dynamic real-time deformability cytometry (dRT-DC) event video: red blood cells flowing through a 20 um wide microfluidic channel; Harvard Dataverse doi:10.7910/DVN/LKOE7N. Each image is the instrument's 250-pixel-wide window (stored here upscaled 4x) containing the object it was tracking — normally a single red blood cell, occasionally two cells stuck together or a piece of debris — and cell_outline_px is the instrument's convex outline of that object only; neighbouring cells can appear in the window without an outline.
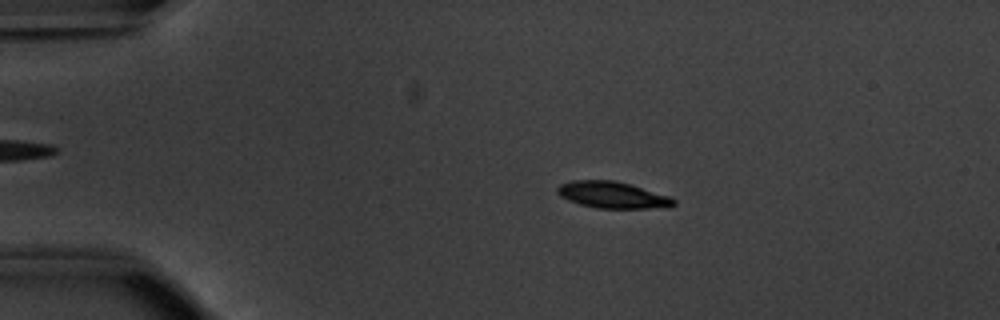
{"species": "common noctule bat (a hibernating species)", "species_latin": "Nyctalus noctula", "temperature_condition": "warm", "stored_images_in_passage": 54, "camera_frame_rate_fps": 3000, "um_per_image_px": 0.085, "animal": {"sex": "male", "body_mass_g": 20.1, "forearm_length_mm": 53.5}, "frame": {"image": 1, "passage_image": 11, "time_ms": 3.333, "image_size_px": [1000, 320], "cell_outline_px": [[676, 204], [668, 208], [596, 208], [580, 204], [568, 200], [560, 196], [556, 192], [556, 188], [560, 184], [572, 180], [612, 180], [628, 184], [668, 196], [676, 200]], "centroid_in_image_um": [52.03, 16.58], "position_along_channel_um": 33.0, "area_um2": 17.92}}
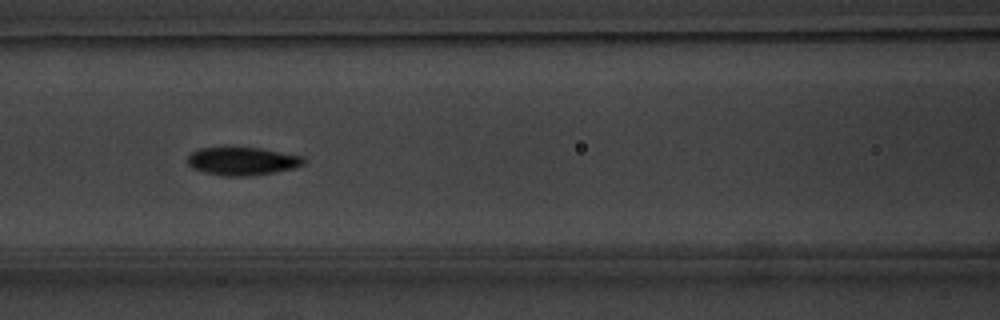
{"frame": {"image": 2, "passage_image": 24, "time_ms": 7.667, "image_size_px": [1000, 320], "cell_outline_px": [[308, 160], [304, 164], [292, 168], [272, 172], [248, 176], [224, 176], [204, 172], [192, 168], [188, 164], [188, 156], [192, 152], [200, 148], [260, 148], [304, 156]], "centroid_in_image_um": [20.62, 13.7], "position_along_channel_um": 146.0, "area_um2": 18.84}}
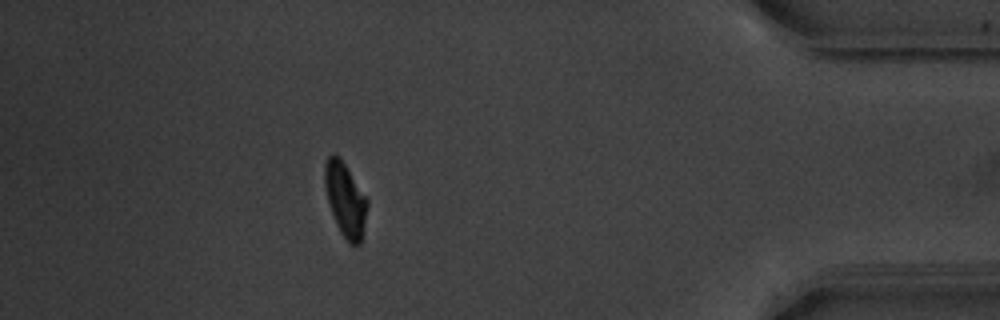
{"frame": {"image": 3, "passage_image": 48, "time_ms": 15.667, "image_size_px": [1000, 320], "cell_outline_px": [[368, 204], [360, 244], [348, 244], [340, 232], [336, 224], [328, 200], [324, 184], [324, 164], [328, 156], [336, 156], [344, 164], [368, 200]], "centroid_in_image_um": [29.34, 17.01], "position_along_channel_um": 405.9, "area_um2": 17.8}, "authors_computed_cell_mechanics": {"area_um2": 18.2937, "velocity_mm_per_s": 3.7927, "shape_relaxation_time_tau1_ms": 2.3288, "shape_relaxation_time_tau2_ms": 4.7429, "deformation_change_tau1": 0.1424, "deformation_change_tau2": 0.0826}}